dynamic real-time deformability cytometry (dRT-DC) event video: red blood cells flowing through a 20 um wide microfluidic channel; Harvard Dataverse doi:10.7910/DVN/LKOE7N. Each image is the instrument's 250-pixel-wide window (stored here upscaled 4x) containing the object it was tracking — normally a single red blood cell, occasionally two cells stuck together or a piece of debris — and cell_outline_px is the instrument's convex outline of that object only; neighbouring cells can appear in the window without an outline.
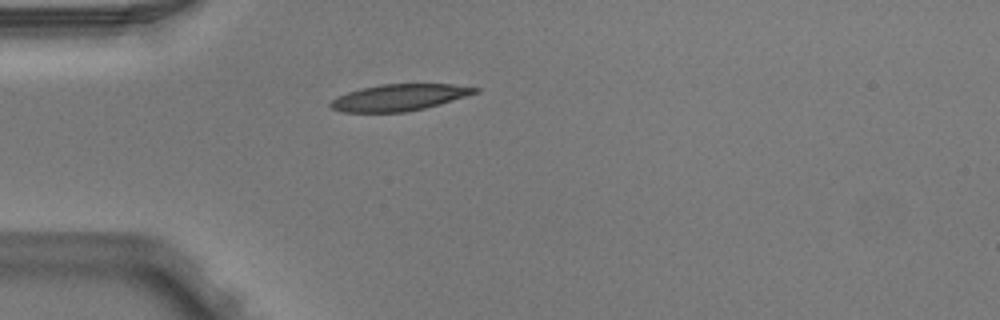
{"species": "Egyptian fruit bat (a non-hibernating species)", "species_latin": "Rousettus aegyptiacus", "temperature_condition": "warm", "stored_images_in_passage": 1, "camera_frame_rate_fps": 3000, "um_per_image_px": 0.085, "animal": {"sex": "male"}, "frame": {"image": 1, "passage_image": 1, "time_ms": 0.0, "image_size_px": [1000, 320], "cell_outline_px": [[480, 92], [440, 104], [408, 112], [340, 112], [332, 108], [328, 104], [332, 100], [348, 92], [360, 88], [380, 84], [452, 84], [480, 88]], "centroid_in_image_um": [33.95, 8.28], "position_along_channel_um": 51.0, "area_um2": 22.37}}